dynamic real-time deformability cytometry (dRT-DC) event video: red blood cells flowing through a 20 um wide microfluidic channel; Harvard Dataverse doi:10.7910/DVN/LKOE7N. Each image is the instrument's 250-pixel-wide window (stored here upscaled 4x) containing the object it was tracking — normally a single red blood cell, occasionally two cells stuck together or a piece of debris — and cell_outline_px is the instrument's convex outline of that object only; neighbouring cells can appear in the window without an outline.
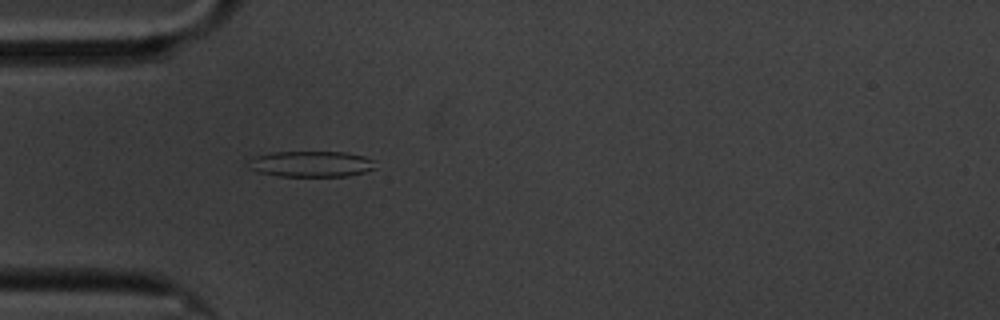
{"species": "common noctule bat (a hibernating species)", "species_latin": "Nyctalus noctula", "temperature_condition": "cold", "stored_images_in_passage": 48, "camera_frame_rate_fps": 3000, "um_per_image_px": 0.085, "animal": {"sex": "male", "body_mass_g": 20.1, "forearm_length_mm": 53.5}, "frame": {"image": 1, "passage_image": 6, "time_ms": 1.667, "image_size_px": [1000, 320], "cell_outline_px": [[376, 168], [364, 172], [348, 176], [280, 176], [260, 172], [248, 168], [248, 160], [256, 156], [272, 152], [344, 152], [364, 156], [372, 160]], "centroid_in_image_um": [26.43, 13.94], "position_along_channel_um": 58.6, "area_um2": 19.07}}
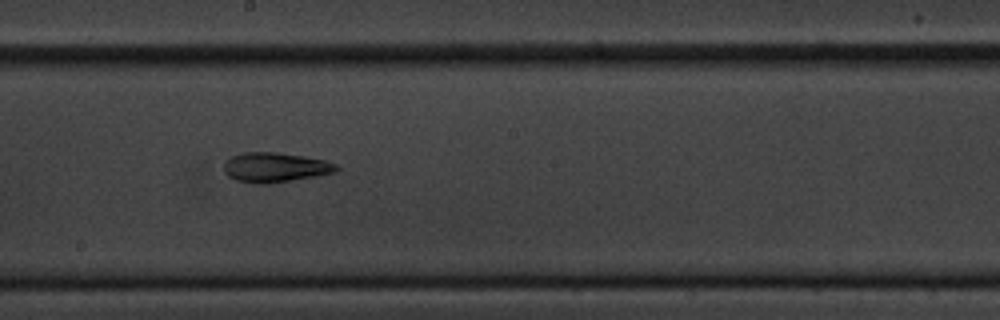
{"frame": {"image": 2, "passage_image": 21, "time_ms": 6.667, "image_size_px": [1000, 320], "cell_outline_px": [[340, 168], [336, 172], [316, 176], [268, 184], [256, 184], [236, 180], [228, 176], [224, 172], [224, 164], [232, 156], [244, 152], [276, 152], [304, 156], [324, 160], [336, 164]], "centroid_in_image_um": [23.39, 14.23], "position_along_channel_um": 224.8, "area_um2": 19.48}}
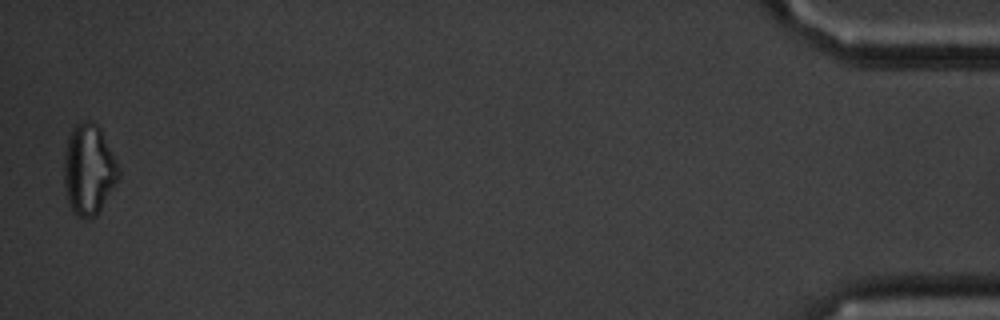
{"frame": {"image": 3, "passage_image": 47, "time_ms": 15.333, "image_size_px": [1000, 320], "cell_outline_px": [[120, 180], [100, 212], [96, 216], [88, 220], [84, 220], [76, 216], [72, 212], [68, 204], [64, 184], [64, 152], [68, 136], [72, 128], [76, 124], [84, 120], [88, 120], [96, 124], [100, 128], [120, 168]], "centroid_in_image_um": [7.56, 14.48], "position_along_channel_um": 427.6, "area_um2": 29.65}, "authors_computed_cell_mechanics": {"area_um2": 19.2763, "velocity_mm_per_s": 3.3833, "shape_relaxation_time_tau1_ms": null, "shape_relaxation_time_tau2_ms": 7.0352, "deformation_change_tau1": null, "deformation_change_tau2": 0.1752}}